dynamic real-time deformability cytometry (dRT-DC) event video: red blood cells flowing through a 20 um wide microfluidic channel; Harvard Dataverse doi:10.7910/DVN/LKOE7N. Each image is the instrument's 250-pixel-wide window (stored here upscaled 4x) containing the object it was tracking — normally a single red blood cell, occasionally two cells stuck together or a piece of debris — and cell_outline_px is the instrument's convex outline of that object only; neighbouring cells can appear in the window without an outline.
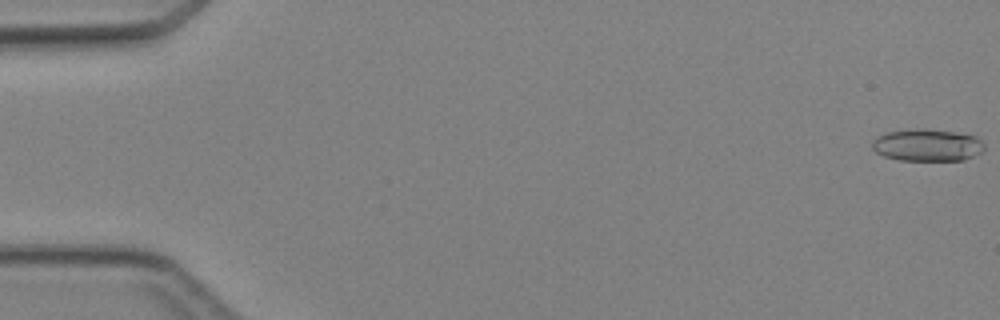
{"species": "Egyptian fruit bat (a non-hibernating species)", "species_latin": "Rousettus aegyptiacus", "temperature_condition": "cold", "stored_images_in_passage": 4, "camera_frame_rate_fps": 3000, "um_per_image_px": 0.085, "animal": {"sex": "female"}, "frame": {"image": 1, "passage_image": 1, "time_ms": 0.0, "image_size_px": [1000, 320], "cell_outline_px": [[984, 148], [980, 152], [964, 160], [900, 160], [884, 156], [876, 152], [872, 148], [872, 140], [876, 136], [884, 132], [924, 128], [956, 132], [976, 136], [984, 144]], "centroid_in_image_um": [78.78, 12.32], "position_along_channel_um": 6.2, "area_um2": 21.04}}
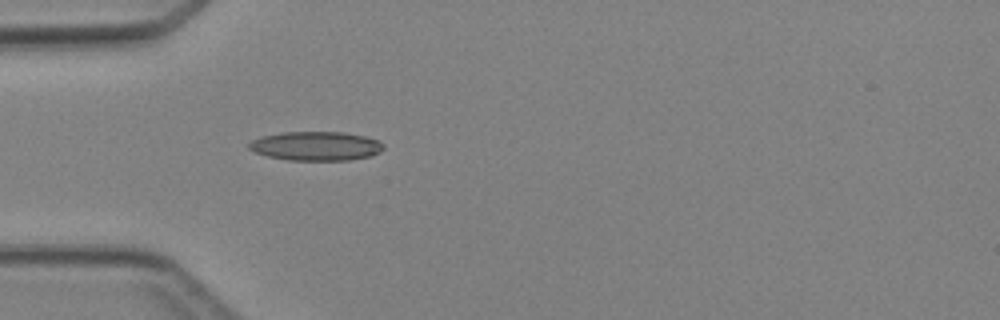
{"frame": {"image": 2, "passage_image": 4, "time_ms": 4.667, "image_size_px": [1000, 320], "cell_outline_px": [[384, 148], [380, 152], [372, 156], [348, 160], [288, 160], [268, 156], [256, 152], [248, 148], [248, 144], [252, 140], [260, 136], [280, 132], [344, 132], [364, 136], [380, 140], [384, 144]], "centroid_in_image_um": [26.88, 12.4], "position_along_channel_um": 58.1, "area_um2": 22.95}}